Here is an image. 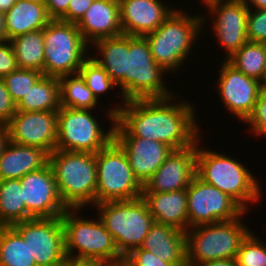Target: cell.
I'll return each mask as SVG.
<instances>
[{
  "mask_svg": "<svg viewBox=\"0 0 266 266\" xmlns=\"http://www.w3.org/2000/svg\"><path fill=\"white\" fill-rule=\"evenodd\" d=\"M236 260L237 265L266 266V244L251 231L241 243Z\"/></svg>",
  "mask_w": 266,
  "mask_h": 266,
  "instance_id": "35",
  "label": "cell"
},
{
  "mask_svg": "<svg viewBox=\"0 0 266 266\" xmlns=\"http://www.w3.org/2000/svg\"><path fill=\"white\" fill-rule=\"evenodd\" d=\"M179 266H199L198 264H193L188 262L187 260H185L182 264H180Z\"/></svg>",
  "mask_w": 266,
  "mask_h": 266,
  "instance_id": "51",
  "label": "cell"
},
{
  "mask_svg": "<svg viewBox=\"0 0 266 266\" xmlns=\"http://www.w3.org/2000/svg\"><path fill=\"white\" fill-rule=\"evenodd\" d=\"M12 227L28 244L36 266H62L66 261L61 217L33 218Z\"/></svg>",
  "mask_w": 266,
  "mask_h": 266,
  "instance_id": "12",
  "label": "cell"
},
{
  "mask_svg": "<svg viewBox=\"0 0 266 266\" xmlns=\"http://www.w3.org/2000/svg\"><path fill=\"white\" fill-rule=\"evenodd\" d=\"M10 141L43 148L51 154L57 143V111H16L7 124Z\"/></svg>",
  "mask_w": 266,
  "mask_h": 266,
  "instance_id": "17",
  "label": "cell"
},
{
  "mask_svg": "<svg viewBox=\"0 0 266 266\" xmlns=\"http://www.w3.org/2000/svg\"><path fill=\"white\" fill-rule=\"evenodd\" d=\"M188 229L194 226L230 221L244 210L227 194L195 176L186 189Z\"/></svg>",
  "mask_w": 266,
  "mask_h": 266,
  "instance_id": "13",
  "label": "cell"
},
{
  "mask_svg": "<svg viewBox=\"0 0 266 266\" xmlns=\"http://www.w3.org/2000/svg\"><path fill=\"white\" fill-rule=\"evenodd\" d=\"M43 37V75L60 78L77 74L82 63L90 56V45L74 23L51 19L43 29Z\"/></svg>",
  "mask_w": 266,
  "mask_h": 266,
  "instance_id": "9",
  "label": "cell"
},
{
  "mask_svg": "<svg viewBox=\"0 0 266 266\" xmlns=\"http://www.w3.org/2000/svg\"><path fill=\"white\" fill-rule=\"evenodd\" d=\"M217 83L218 96L234 117L245 122L252 114L257 102L261 84L238 71L227 60L219 68Z\"/></svg>",
  "mask_w": 266,
  "mask_h": 266,
  "instance_id": "15",
  "label": "cell"
},
{
  "mask_svg": "<svg viewBox=\"0 0 266 266\" xmlns=\"http://www.w3.org/2000/svg\"><path fill=\"white\" fill-rule=\"evenodd\" d=\"M15 3L16 0H0V11L7 12Z\"/></svg>",
  "mask_w": 266,
  "mask_h": 266,
  "instance_id": "48",
  "label": "cell"
},
{
  "mask_svg": "<svg viewBox=\"0 0 266 266\" xmlns=\"http://www.w3.org/2000/svg\"><path fill=\"white\" fill-rule=\"evenodd\" d=\"M35 1H39V2H45V0H35Z\"/></svg>",
  "mask_w": 266,
  "mask_h": 266,
  "instance_id": "52",
  "label": "cell"
},
{
  "mask_svg": "<svg viewBox=\"0 0 266 266\" xmlns=\"http://www.w3.org/2000/svg\"><path fill=\"white\" fill-rule=\"evenodd\" d=\"M23 202L34 218L61 217L68 209L61 200L51 165L32 171L20 179Z\"/></svg>",
  "mask_w": 266,
  "mask_h": 266,
  "instance_id": "14",
  "label": "cell"
},
{
  "mask_svg": "<svg viewBox=\"0 0 266 266\" xmlns=\"http://www.w3.org/2000/svg\"><path fill=\"white\" fill-rule=\"evenodd\" d=\"M49 163V153L43 148L9 142L0 157V180L21 179Z\"/></svg>",
  "mask_w": 266,
  "mask_h": 266,
  "instance_id": "24",
  "label": "cell"
},
{
  "mask_svg": "<svg viewBox=\"0 0 266 266\" xmlns=\"http://www.w3.org/2000/svg\"><path fill=\"white\" fill-rule=\"evenodd\" d=\"M57 188L68 209H84L96 204V154L54 150L49 154Z\"/></svg>",
  "mask_w": 266,
  "mask_h": 266,
  "instance_id": "4",
  "label": "cell"
},
{
  "mask_svg": "<svg viewBox=\"0 0 266 266\" xmlns=\"http://www.w3.org/2000/svg\"><path fill=\"white\" fill-rule=\"evenodd\" d=\"M96 204L142 197L143 186L134 177L128 157L113 139L96 153Z\"/></svg>",
  "mask_w": 266,
  "mask_h": 266,
  "instance_id": "10",
  "label": "cell"
},
{
  "mask_svg": "<svg viewBox=\"0 0 266 266\" xmlns=\"http://www.w3.org/2000/svg\"><path fill=\"white\" fill-rule=\"evenodd\" d=\"M246 29L249 42L266 43V9H249Z\"/></svg>",
  "mask_w": 266,
  "mask_h": 266,
  "instance_id": "36",
  "label": "cell"
},
{
  "mask_svg": "<svg viewBox=\"0 0 266 266\" xmlns=\"http://www.w3.org/2000/svg\"><path fill=\"white\" fill-rule=\"evenodd\" d=\"M244 123L250 125L248 129L250 133L252 131L258 137L266 136V88H261L253 112Z\"/></svg>",
  "mask_w": 266,
  "mask_h": 266,
  "instance_id": "37",
  "label": "cell"
},
{
  "mask_svg": "<svg viewBox=\"0 0 266 266\" xmlns=\"http://www.w3.org/2000/svg\"><path fill=\"white\" fill-rule=\"evenodd\" d=\"M141 248L173 266H179L186 260L185 232L170 225L154 223Z\"/></svg>",
  "mask_w": 266,
  "mask_h": 266,
  "instance_id": "25",
  "label": "cell"
},
{
  "mask_svg": "<svg viewBox=\"0 0 266 266\" xmlns=\"http://www.w3.org/2000/svg\"><path fill=\"white\" fill-rule=\"evenodd\" d=\"M5 14L0 11V42L6 41Z\"/></svg>",
  "mask_w": 266,
  "mask_h": 266,
  "instance_id": "47",
  "label": "cell"
},
{
  "mask_svg": "<svg viewBox=\"0 0 266 266\" xmlns=\"http://www.w3.org/2000/svg\"><path fill=\"white\" fill-rule=\"evenodd\" d=\"M23 202L20 179L0 180V226L33 219Z\"/></svg>",
  "mask_w": 266,
  "mask_h": 266,
  "instance_id": "28",
  "label": "cell"
},
{
  "mask_svg": "<svg viewBox=\"0 0 266 266\" xmlns=\"http://www.w3.org/2000/svg\"><path fill=\"white\" fill-rule=\"evenodd\" d=\"M177 97L173 94L165 98L126 100L116 114L114 137L155 140L173 150L194 145L201 137L195 105L186 100L174 101Z\"/></svg>",
  "mask_w": 266,
  "mask_h": 266,
  "instance_id": "1",
  "label": "cell"
},
{
  "mask_svg": "<svg viewBox=\"0 0 266 266\" xmlns=\"http://www.w3.org/2000/svg\"><path fill=\"white\" fill-rule=\"evenodd\" d=\"M60 82L57 77L42 75L16 105L17 111H58Z\"/></svg>",
  "mask_w": 266,
  "mask_h": 266,
  "instance_id": "27",
  "label": "cell"
},
{
  "mask_svg": "<svg viewBox=\"0 0 266 266\" xmlns=\"http://www.w3.org/2000/svg\"><path fill=\"white\" fill-rule=\"evenodd\" d=\"M64 266H108L106 263L99 260L75 259L67 257L63 264Z\"/></svg>",
  "mask_w": 266,
  "mask_h": 266,
  "instance_id": "43",
  "label": "cell"
},
{
  "mask_svg": "<svg viewBox=\"0 0 266 266\" xmlns=\"http://www.w3.org/2000/svg\"><path fill=\"white\" fill-rule=\"evenodd\" d=\"M78 73L97 100L108 90L117 88V84L109 77V74L90 56L82 63Z\"/></svg>",
  "mask_w": 266,
  "mask_h": 266,
  "instance_id": "33",
  "label": "cell"
},
{
  "mask_svg": "<svg viewBox=\"0 0 266 266\" xmlns=\"http://www.w3.org/2000/svg\"><path fill=\"white\" fill-rule=\"evenodd\" d=\"M199 266H237V260L236 259H218V260L208 261V262L199 264Z\"/></svg>",
  "mask_w": 266,
  "mask_h": 266,
  "instance_id": "45",
  "label": "cell"
},
{
  "mask_svg": "<svg viewBox=\"0 0 266 266\" xmlns=\"http://www.w3.org/2000/svg\"><path fill=\"white\" fill-rule=\"evenodd\" d=\"M155 223L170 225L181 231L188 230L187 191L186 189L142 193Z\"/></svg>",
  "mask_w": 266,
  "mask_h": 266,
  "instance_id": "23",
  "label": "cell"
},
{
  "mask_svg": "<svg viewBox=\"0 0 266 266\" xmlns=\"http://www.w3.org/2000/svg\"><path fill=\"white\" fill-rule=\"evenodd\" d=\"M79 211L81 209H67L61 216L66 256L122 266L124 257L99 217L97 220L85 219L80 217Z\"/></svg>",
  "mask_w": 266,
  "mask_h": 266,
  "instance_id": "5",
  "label": "cell"
},
{
  "mask_svg": "<svg viewBox=\"0 0 266 266\" xmlns=\"http://www.w3.org/2000/svg\"><path fill=\"white\" fill-rule=\"evenodd\" d=\"M16 111V104L10 96L4 80L0 79V124L7 125Z\"/></svg>",
  "mask_w": 266,
  "mask_h": 266,
  "instance_id": "40",
  "label": "cell"
},
{
  "mask_svg": "<svg viewBox=\"0 0 266 266\" xmlns=\"http://www.w3.org/2000/svg\"><path fill=\"white\" fill-rule=\"evenodd\" d=\"M4 14L7 40L42 30L51 20L45 3L35 0H16V3Z\"/></svg>",
  "mask_w": 266,
  "mask_h": 266,
  "instance_id": "26",
  "label": "cell"
},
{
  "mask_svg": "<svg viewBox=\"0 0 266 266\" xmlns=\"http://www.w3.org/2000/svg\"><path fill=\"white\" fill-rule=\"evenodd\" d=\"M227 61L238 71L260 82L266 67V43L247 41Z\"/></svg>",
  "mask_w": 266,
  "mask_h": 266,
  "instance_id": "32",
  "label": "cell"
},
{
  "mask_svg": "<svg viewBox=\"0 0 266 266\" xmlns=\"http://www.w3.org/2000/svg\"><path fill=\"white\" fill-rule=\"evenodd\" d=\"M161 0H119L122 33L142 36L155 31L175 10Z\"/></svg>",
  "mask_w": 266,
  "mask_h": 266,
  "instance_id": "19",
  "label": "cell"
},
{
  "mask_svg": "<svg viewBox=\"0 0 266 266\" xmlns=\"http://www.w3.org/2000/svg\"><path fill=\"white\" fill-rule=\"evenodd\" d=\"M92 45L95 46V50L99 53L96 57L95 55L93 56L90 54V58H92L109 74V77L117 84L118 88H121V91H119V96L122 98V102H120L121 104L112 107L108 111H105L107 112L105 113L106 116H108L106 118L111 120V124H115L116 114L120 111L125 103L124 72H126V34L99 39L94 41Z\"/></svg>",
  "mask_w": 266,
  "mask_h": 266,
  "instance_id": "22",
  "label": "cell"
},
{
  "mask_svg": "<svg viewBox=\"0 0 266 266\" xmlns=\"http://www.w3.org/2000/svg\"><path fill=\"white\" fill-rule=\"evenodd\" d=\"M61 107L93 110L98 101L79 73L59 78Z\"/></svg>",
  "mask_w": 266,
  "mask_h": 266,
  "instance_id": "30",
  "label": "cell"
},
{
  "mask_svg": "<svg viewBox=\"0 0 266 266\" xmlns=\"http://www.w3.org/2000/svg\"><path fill=\"white\" fill-rule=\"evenodd\" d=\"M206 18L176 8L155 31L144 36L155 62L171 74L180 70L192 53L203 24H207Z\"/></svg>",
  "mask_w": 266,
  "mask_h": 266,
  "instance_id": "3",
  "label": "cell"
},
{
  "mask_svg": "<svg viewBox=\"0 0 266 266\" xmlns=\"http://www.w3.org/2000/svg\"><path fill=\"white\" fill-rule=\"evenodd\" d=\"M10 142V134L7 125L0 124V157Z\"/></svg>",
  "mask_w": 266,
  "mask_h": 266,
  "instance_id": "44",
  "label": "cell"
},
{
  "mask_svg": "<svg viewBox=\"0 0 266 266\" xmlns=\"http://www.w3.org/2000/svg\"><path fill=\"white\" fill-rule=\"evenodd\" d=\"M88 44L122 35L119 0H94L76 24Z\"/></svg>",
  "mask_w": 266,
  "mask_h": 266,
  "instance_id": "21",
  "label": "cell"
},
{
  "mask_svg": "<svg viewBox=\"0 0 266 266\" xmlns=\"http://www.w3.org/2000/svg\"><path fill=\"white\" fill-rule=\"evenodd\" d=\"M260 84H261V88H266V67H265V71H264V74H263V77L260 81Z\"/></svg>",
  "mask_w": 266,
  "mask_h": 266,
  "instance_id": "49",
  "label": "cell"
},
{
  "mask_svg": "<svg viewBox=\"0 0 266 266\" xmlns=\"http://www.w3.org/2000/svg\"><path fill=\"white\" fill-rule=\"evenodd\" d=\"M122 266H173L163 261L151 251L142 249L141 247L133 249L123 260Z\"/></svg>",
  "mask_w": 266,
  "mask_h": 266,
  "instance_id": "38",
  "label": "cell"
},
{
  "mask_svg": "<svg viewBox=\"0 0 266 266\" xmlns=\"http://www.w3.org/2000/svg\"><path fill=\"white\" fill-rule=\"evenodd\" d=\"M197 142L173 150L164 163L144 184L142 193H161L187 189L196 176Z\"/></svg>",
  "mask_w": 266,
  "mask_h": 266,
  "instance_id": "18",
  "label": "cell"
},
{
  "mask_svg": "<svg viewBox=\"0 0 266 266\" xmlns=\"http://www.w3.org/2000/svg\"><path fill=\"white\" fill-rule=\"evenodd\" d=\"M219 1H223V0H202V3H204V5L207 7L209 4L219 2Z\"/></svg>",
  "mask_w": 266,
  "mask_h": 266,
  "instance_id": "50",
  "label": "cell"
},
{
  "mask_svg": "<svg viewBox=\"0 0 266 266\" xmlns=\"http://www.w3.org/2000/svg\"><path fill=\"white\" fill-rule=\"evenodd\" d=\"M166 72L152 58L145 37L126 35L125 101L172 96L174 92H171V89L164 85L166 83L163 80V75Z\"/></svg>",
  "mask_w": 266,
  "mask_h": 266,
  "instance_id": "8",
  "label": "cell"
},
{
  "mask_svg": "<svg viewBox=\"0 0 266 266\" xmlns=\"http://www.w3.org/2000/svg\"><path fill=\"white\" fill-rule=\"evenodd\" d=\"M197 141L196 176L203 182L215 186L231 197L244 211L248 203H256L263 197L261 186L253 173L238 160L225 154L202 148ZM199 145H201L199 147Z\"/></svg>",
  "mask_w": 266,
  "mask_h": 266,
  "instance_id": "2",
  "label": "cell"
},
{
  "mask_svg": "<svg viewBox=\"0 0 266 266\" xmlns=\"http://www.w3.org/2000/svg\"><path fill=\"white\" fill-rule=\"evenodd\" d=\"M241 1L248 7V9H266V0H241Z\"/></svg>",
  "mask_w": 266,
  "mask_h": 266,
  "instance_id": "46",
  "label": "cell"
},
{
  "mask_svg": "<svg viewBox=\"0 0 266 266\" xmlns=\"http://www.w3.org/2000/svg\"><path fill=\"white\" fill-rule=\"evenodd\" d=\"M246 213L230 221L189 228L185 232L186 260L199 265L218 259H236L241 243L251 232L242 220Z\"/></svg>",
  "mask_w": 266,
  "mask_h": 266,
  "instance_id": "6",
  "label": "cell"
},
{
  "mask_svg": "<svg viewBox=\"0 0 266 266\" xmlns=\"http://www.w3.org/2000/svg\"><path fill=\"white\" fill-rule=\"evenodd\" d=\"M125 151L134 177L144 186L173 149L162 142L139 137H114Z\"/></svg>",
  "mask_w": 266,
  "mask_h": 266,
  "instance_id": "20",
  "label": "cell"
},
{
  "mask_svg": "<svg viewBox=\"0 0 266 266\" xmlns=\"http://www.w3.org/2000/svg\"><path fill=\"white\" fill-rule=\"evenodd\" d=\"M42 75V72L37 70L17 68L2 79L13 102L17 105Z\"/></svg>",
  "mask_w": 266,
  "mask_h": 266,
  "instance_id": "34",
  "label": "cell"
},
{
  "mask_svg": "<svg viewBox=\"0 0 266 266\" xmlns=\"http://www.w3.org/2000/svg\"><path fill=\"white\" fill-rule=\"evenodd\" d=\"M94 0H70L67 13L60 19L65 22L77 24Z\"/></svg>",
  "mask_w": 266,
  "mask_h": 266,
  "instance_id": "41",
  "label": "cell"
},
{
  "mask_svg": "<svg viewBox=\"0 0 266 266\" xmlns=\"http://www.w3.org/2000/svg\"><path fill=\"white\" fill-rule=\"evenodd\" d=\"M44 3L50 19H61L67 13L70 0H45Z\"/></svg>",
  "mask_w": 266,
  "mask_h": 266,
  "instance_id": "42",
  "label": "cell"
},
{
  "mask_svg": "<svg viewBox=\"0 0 266 266\" xmlns=\"http://www.w3.org/2000/svg\"><path fill=\"white\" fill-rule=\"evenodd\" d=\"M9 41L18 68L33 69L43 74L45 46L43 29L16 36Z\"/></svg>",
  "mask_w": 266,
  "mask_h": 266,
  "instance_id": "29",
  "label": "cell"
},
{
  "mask_svg": "<svg viewBox=\"0 0 266 266\" xmlns=\"http://www.w3.org/2000/svg\"><path fill=\"white\" fill-rule=\"evenodd\" d=\"M93 207L98 210L99 219L112 235L123 257L143 245L145 237L155 223L142 197L128 201L98 203Z\"/></svg>",
  "mask_w": 266,
  "mask_h": 266,
  "instance_id": "7",
  "label": "cell"
},
{
  "mask_svg": "<svg viewBox=\"0 0 266 266\" xmlns=\"http://www.w3.org/2000/svg\"><path fill=\"white\" fill-rule=\"evenodd\" d=\"M93 110L60 107L55 150L97 153L114 139V126L105 132Z\"/></svg>",
  "mask_w": 266,
  "mask_h": 266,
  "instance_id": "11",
  "label": "cell"
},
{
  "mask_svg": "<svg viewBox=\"0 0 266 266\" xmlns=\"http://www.w3.org/2000/svg\"><path fill=\"white\" fill-rule=\"evenodd\" d=\"M207 9L208 15L213 14L211 27L218 44L225 49L223 58L227 60L248 41L246 24L249 9L241 0L215 2Z\"/></svg>",
  "mask_w": 266,
  "mask_h": 266,
  "instance_id": "16",
  "label": "cell"
},
{
  "mask_svg": "<svg viewBox=\"0 0 266 266\" xmlns=\"http://www.w3.org/2000/svg\"><path fill=\"white\" fill-rule=\"evenodd\" d=\"M17 68L16 57L10 41L0 42V79Z\"/></svg>",
  "mask_w": 266,
  "mask_h": 266,
  "instance_id": "39",
  "label": "cell"
},
{
  "mask_svg": "<svg viewBox=\"0 0 266 266\" xmlns=\"http://www.w3.org/2000/svg\"><path fill=\"white\" fill-rule=\"evenodd\" d=\"M0 266H36L28 244L12 226H0Z\"/></svg>",
  "mask_w": 266,
  "mask_h": 266,
  "instance_id": "31",
  "label": "cell"
}]
</instances>
